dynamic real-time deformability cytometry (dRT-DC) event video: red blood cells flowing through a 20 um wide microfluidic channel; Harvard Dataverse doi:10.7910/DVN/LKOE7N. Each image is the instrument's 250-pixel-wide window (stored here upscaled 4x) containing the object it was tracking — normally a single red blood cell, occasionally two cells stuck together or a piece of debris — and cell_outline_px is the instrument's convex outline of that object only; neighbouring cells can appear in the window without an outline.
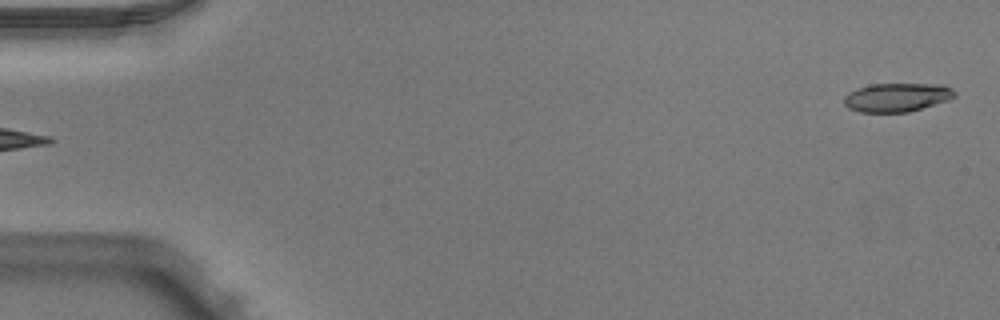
{"species": "Egyptian fruit bat (a non-hibernating species)", "species_latin": "Rousettus aegyptiacus", "temperature_condition": "warm", "stored_images_in_passage": 7, "camera_frame_rate_fps": 3000, "um_per_image_px": 0.085, "animal": {"sex": "male"}, "frame": {"image": 1, "passage_image": 1, "time_ms": 0.0, "image_size_px": [1000, 320], "cell_outline_px": [[956, 96], [948, 100], [908, 112], [860, 112], [848, 108], [844, 104], [844, 96], [848, 92], [872, 84], [944, 84], [952, 88], [956, 92]], "centroid_in_image_um": [76.25, 8.27], "position_along_channel_um": 8.7, "area_um2": 18.5}}